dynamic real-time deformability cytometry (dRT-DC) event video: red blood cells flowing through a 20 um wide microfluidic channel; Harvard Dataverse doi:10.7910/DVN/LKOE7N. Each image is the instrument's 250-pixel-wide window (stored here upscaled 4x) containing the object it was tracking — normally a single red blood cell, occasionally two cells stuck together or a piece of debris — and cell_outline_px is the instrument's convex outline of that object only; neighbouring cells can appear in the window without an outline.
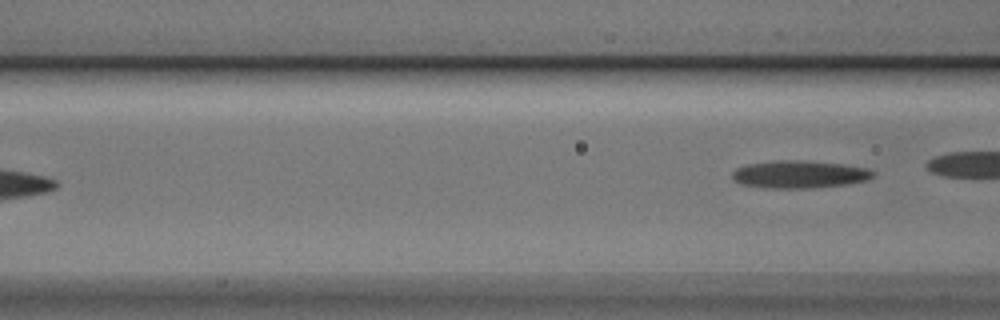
{"species": "Egyptian fruit bat (a non-hibernating species)", "species_latin": "Rousettus aegyptiacus", "temperature_condition": "cold", "stored_images_in_passage": 7, "camera_frame_rate_fps": 3000, "um_per_image_px": 0.085, "animal": {"sex": "male"}, "frame": {"image": 1, "passage_image": 7, "time_ms": 2.0, "image_size_px": [1000, 320], "cell_outline_px": [[876, 176], [868, 180], [848, 184], [812, 188], [764, 188], [740, 184], [732, 180], [732, 172], [736, 168], [748, 164], [776, 160], [804, 160], [844, 164], [872, 168], [876, 172]], "centroid_in_image_um": [68.0, 14.82], "position_along_channel_um": 98.6, "area_um2": 23.18}}